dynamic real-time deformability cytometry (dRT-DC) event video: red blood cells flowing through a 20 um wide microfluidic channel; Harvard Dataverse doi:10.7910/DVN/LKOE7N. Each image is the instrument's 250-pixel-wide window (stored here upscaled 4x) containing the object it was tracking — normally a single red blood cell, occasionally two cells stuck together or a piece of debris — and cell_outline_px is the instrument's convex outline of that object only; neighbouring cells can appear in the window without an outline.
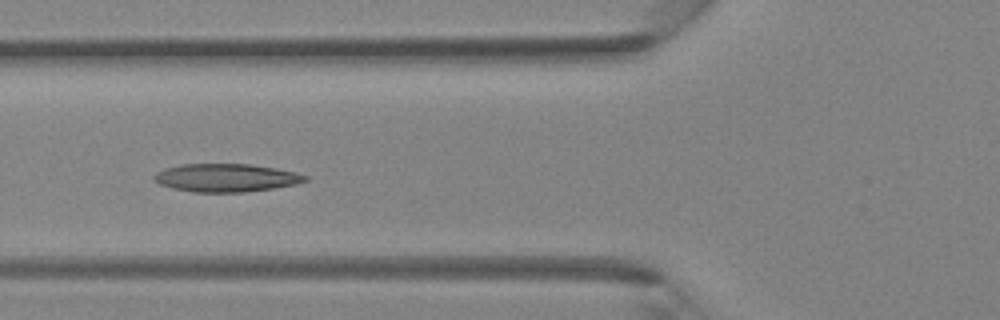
{"species": "Egyptian fruit bat (a non-hibernating species)", "species_latin": "Rousettus aegyptiacus", "temperature_condition": "room temperature", "stored_images_in_passage": 3, "camera_frame_rate_fps": 3000, "um_per_image_px": 0.085, "animal": {"sex": "female"}, "frame": {"image": 1, "passage_image": 3, "time_ms": 2.333, "image_size_px": [1000, 320], "cell_outline_px": [[308, 180], [296, 184], [272, 188], [244, 192], [192, 192], [172, 188], [160, 184], [152, 180], [152, 176], [156, 172], [164, 168], [180, 164], [252, 164], [276, 168], [296, 172], [308, 176]], "centroid_in_image_um": [19.18, 15.1], "position_along_channel_um": 106.6, "area_um2": 24.91}}